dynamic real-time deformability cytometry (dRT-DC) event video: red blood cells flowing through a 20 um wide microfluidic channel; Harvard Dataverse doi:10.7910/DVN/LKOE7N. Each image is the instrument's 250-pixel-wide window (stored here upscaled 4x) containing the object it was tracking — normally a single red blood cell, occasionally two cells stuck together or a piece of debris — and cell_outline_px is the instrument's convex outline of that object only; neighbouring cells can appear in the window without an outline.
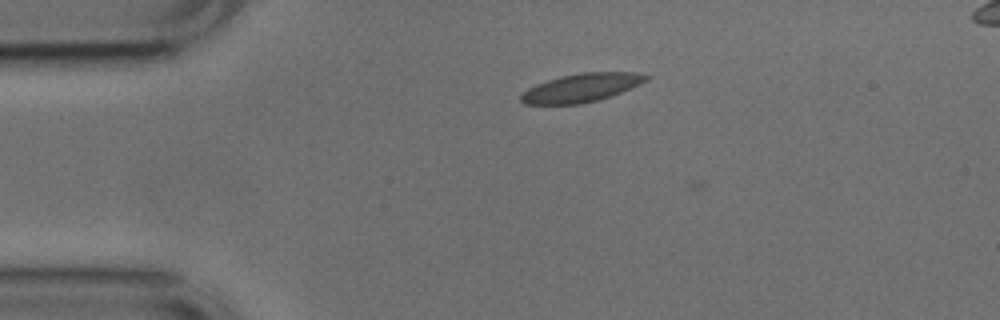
{"species": "common noctule bat (a hibernating species)", "species_latin": "Nyctalus noctula", "temperature_condition": "cold", "stored_images_in_passage": 4, "segment_of_instrument_passage": [1, 2], "camera_frame_rate_fps": 3000, "um_per_image_px": 0.085, "animal": {"sex": "male", "body_mass_g": 17.9, "forearm_length_mm": 54.2}, "frame": {"image": 1, "passage_image": 2, "time_ms": 0.333, "image_size_px": [1000, 320], "cell_outline_px": [[652, 76], [648, 80], [640, 84], [612, 96], [580, 104], [524, 104], [520, 100], [520, 96], [528, 88], [536, 84], [560, 76], [580, 72], [640, 72]], "centroid_in_image_um": [49.46, 7.44], "position_along_channel_um": 35.5, "area_um2": 20.87}}